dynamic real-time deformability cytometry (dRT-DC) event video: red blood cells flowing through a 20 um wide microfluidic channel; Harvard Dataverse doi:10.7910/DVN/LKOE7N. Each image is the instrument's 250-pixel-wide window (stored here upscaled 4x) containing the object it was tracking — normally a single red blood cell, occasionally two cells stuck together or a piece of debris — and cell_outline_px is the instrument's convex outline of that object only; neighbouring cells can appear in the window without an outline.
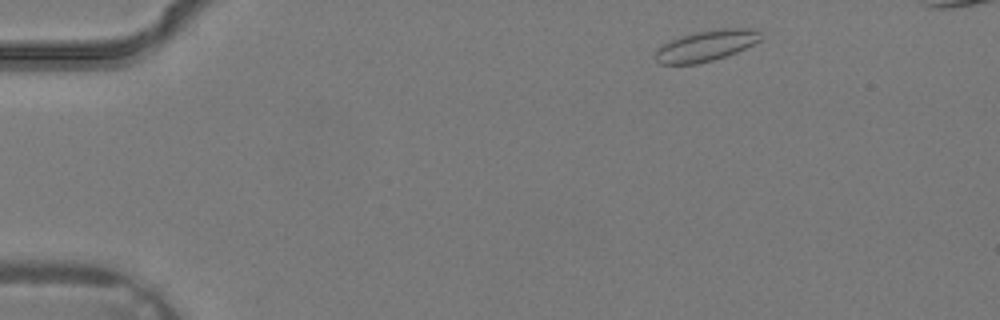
{"species": "common noctule bat (a hibernating species)", "species_latin": "Nyctalus noctula", "temperature_condition": "warm", "stored_images_in_passage": 3, "camera_frame_rate_fps": 3000, "um_per_image_px": 0.085, "animal": {"sex": "male", "body_mass_g": 19.2, "forearm_length_mm": 51.8}, "frame": {"image": 1, "passage_image": 1, "time_ms": 0.0, "image_size_px": [1000, 320], "cell_outline_px": [[764, 36], [760, 40], [736, 52], [712, 60], [696, 64], [660, 64], [656, 60], [656, 52], [664, 44], [672, 40], [696, 32], [720, 28], [756, 28]], "centroid_in_image_um": [60.08, 3.87], "position_along_channel_um": 24.9, "area_um2": 18.61}}